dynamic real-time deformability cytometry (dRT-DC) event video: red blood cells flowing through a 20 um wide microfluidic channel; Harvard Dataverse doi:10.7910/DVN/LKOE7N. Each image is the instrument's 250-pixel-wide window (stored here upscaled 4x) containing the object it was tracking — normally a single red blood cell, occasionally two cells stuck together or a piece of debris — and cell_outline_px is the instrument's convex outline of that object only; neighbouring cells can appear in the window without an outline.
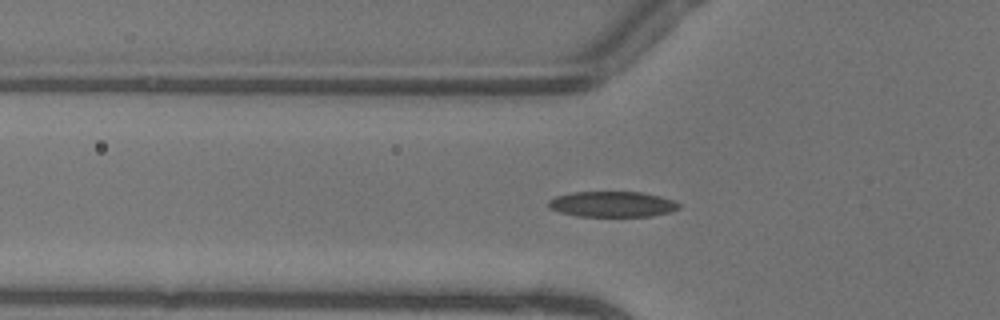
{"species": "common noctule bat (a hibernating species)", "species_latin": "Nyctalus noctula", "temperature_condition": "warm", "stored_images_in_passage": 42, "camera_frame_rate_fps": 3000, "um_per_image_px": 0.085, "animal": {"sex": "female"}, "frame": {"image": 1, "passage_image": 8, "time_ms": 2.333, "image_size_px": [1000, 320], "cell_outline_px": [[680, 208], [672, 212], [652, 216], [576, 216], [560, 212], [548, 208], [548, 200], [556, 196], [572, 192], [644, 192], [660, 196], [672, 200], [680, 204]], "centroid_in_image_um": [52.05, 17.35], "position_along_channel_um": 73.8, "area_um2": 19.59}}
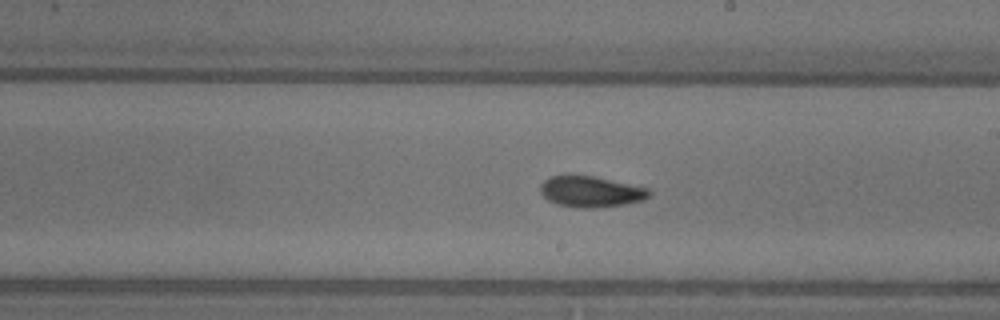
{"frame": {"image": 2, "passage_image": 20, "time_ms": 6.333, "image_size_px": [1000, 320], "cell_outline_px": [[652, 192], [644, 200], [624, 204], [592, 208], [580, 208], [556, 204], [548, 200], [540, 192], [540, 184], [544, 180], [552, 176], [568, 172], [596, 176], [648, 188]], "centroid_in_image_um": [50.17, 16.25], "position_along_channel_um": 238.8, "area_um2": 20.17}}
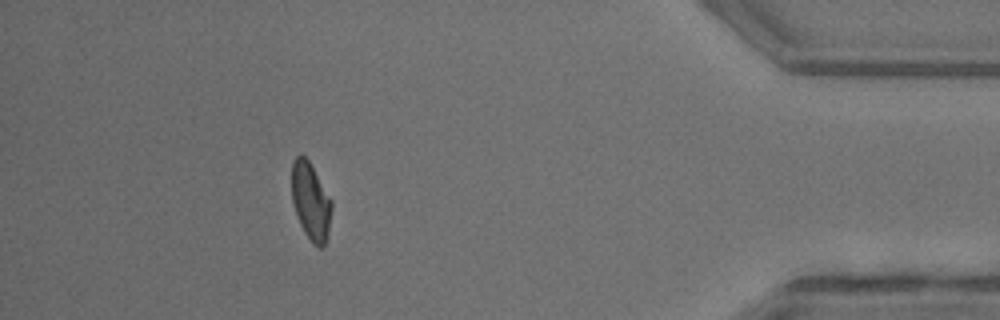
{"frame": {"image": 3, "passage_image": 36, "time_ms": 11.667, "image_size_px": [1000, 320], "cell_outline_px": [[332, 208], [328, 232], [324, 248], [316, 248], [312, 244], [304, 232], [300, 224], [292, 200], [292, 160], [300, 152], [308, 160], [332, 200]], "centroid_in_image_um": [26.41, 17.13], "position_along_channel_um": 408.8, "area_um2": 18.09}, "authors_computed_cell_mechanics": {"area_um2": 19.1607, "velocity_mm_per_s": 4.1155, "shape_relaxation_time_tau1_ms": 4.6367, "shape_relaxation_time_tau2_ms": 2.0053, "deformation_change_tau1": 0.1604, "deformation_change_tau2": 0.0756}}